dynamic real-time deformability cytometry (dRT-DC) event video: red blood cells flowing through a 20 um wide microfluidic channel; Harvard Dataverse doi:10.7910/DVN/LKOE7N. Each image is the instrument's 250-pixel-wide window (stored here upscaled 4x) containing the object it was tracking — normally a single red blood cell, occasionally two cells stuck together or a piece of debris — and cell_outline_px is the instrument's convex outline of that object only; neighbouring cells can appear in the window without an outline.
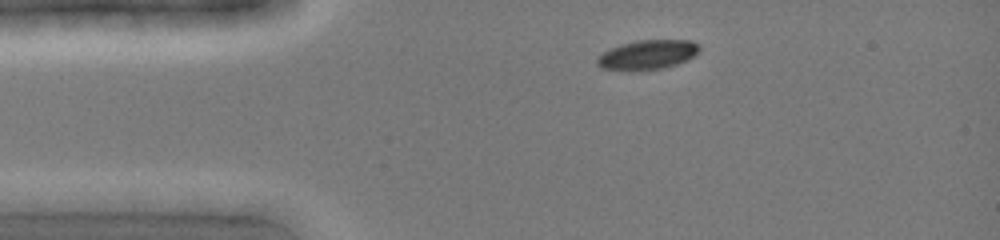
{"species": "common noctule bat (a hibernating species)", "species_latin": "Nyctalus noctula", "temperature_condition": "cold", "stored_images_in_passage": 7, "camera_frame_rate_fps": 3000, "um_per_image_px": 0.085, "animal": {"sex": "female", "body_mass_g": 19.0, "forearm_length_mm": 51.5}, "frame": {"image": 1, "passage_image": 1, "time_ms": 0.0, "image_size_px": [1000, 240], "cell_outline_px": [[700, 52], [696, 56], [688, 60], [664, 68], [632, 72], [600, 68], [596, 64], [596, 56], [620, 44], [636, 40], [692, 40], [700, 44]], "centroid_in_image_um": [55.05, 4.67], "position_along_channel_um": 30.0, "area_um2": 18.15}}